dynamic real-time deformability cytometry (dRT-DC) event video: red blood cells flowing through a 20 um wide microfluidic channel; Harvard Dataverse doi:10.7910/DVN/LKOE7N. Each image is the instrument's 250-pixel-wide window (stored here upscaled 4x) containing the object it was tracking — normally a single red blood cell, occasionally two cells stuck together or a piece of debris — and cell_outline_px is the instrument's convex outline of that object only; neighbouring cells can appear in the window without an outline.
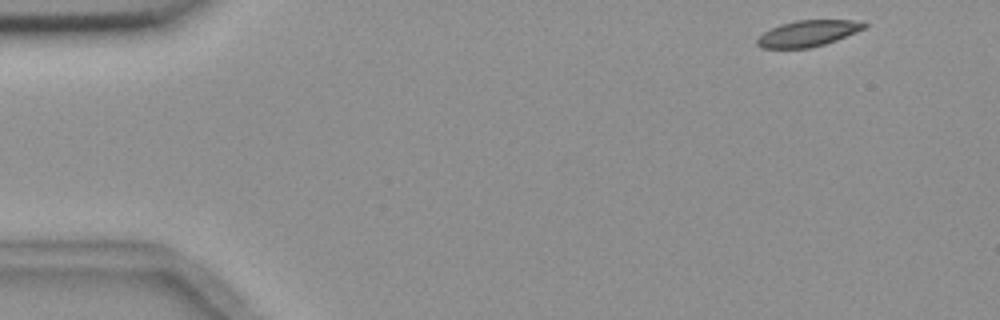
{"species": "common noctule bat (a hibernating species)", "species_latin": "Nyctalus noctula", "temperature_condition": "room temperature", "stored_images_in_passage": 14, "camera_frame_rate_fps": 3000, "um_per_image_px": 0.085, "animal": {"sex": "female", "body_mass_g": 18.4}, "frame": {"image": 1, "passage_image": 1, "time_ms": 0.0, "image_size_px": [1000, 320], "cell_outline_px": [[868, 24], [864, 28], [856, 32], [836, 40], [824, 44], [808, 48], [764, 48], [756, 44], [756, 40], [764, 32], [780, 24], [796, 20], [852, 20]], "centroid_in_image_um": [68.65, 2.83], "position_along_channel_um": 16.3, "area_um2": 16.07}}
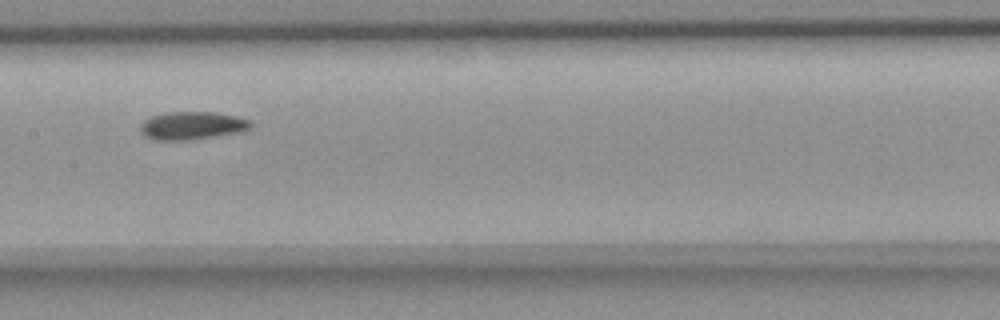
{"frame": {"image": 2, "passage_image": 7, "time_ms": 7.667, "image_size_px": [1000, 320], "cell_outline_px": [[252, 124], [248, 128], [236, 132], [216, 136], [188, 140], [152, 140], [144, 136], [140, 132], [140, 124], [148, 116], [164, 112], [216, 112], [236, 116], [248, 120]], "centroid_in_image_um": [16.22, 10.67], "position_along_channel_um": 191.2, "area_um2": 18.03}}
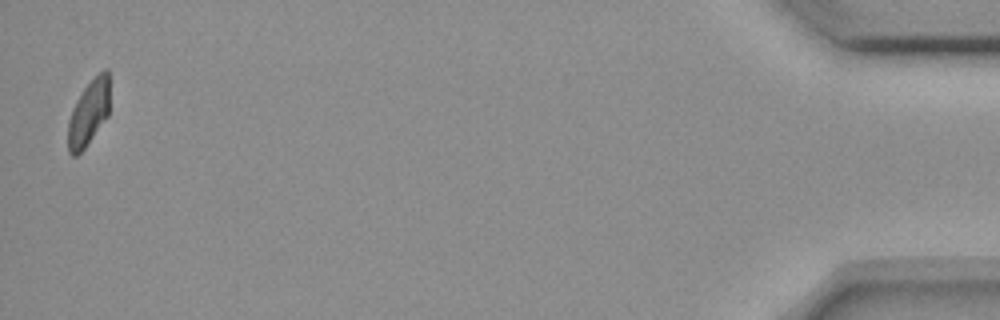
{"frame": {"image": 3, "passage_image": 14, "time_ms": 16.667, "image_size_px": [1000, 320], "cell_outline_px": [[108, 116], [84, 148], [76, 156], [72, 156], [68, 152], [68, 120], [72, 108], [76, 100], [84, 88], [104, 68], [108, 68]], "centroid_in_image_um": [7.51, 9.61], "position_along_channel_um": 427.7, "area_um2": 15.66}, "authors_computed_cell_mechanics": {"area_um2": 17.6001, "velocity_mm_per_s": 3.6444, "shape_relaxation_time_tau1_ms": 3.0466, "shape_relaxation_time_tau2_ms": null, "deformation_change_tau1": 0.0895, "deformation_change_tau2": null}}